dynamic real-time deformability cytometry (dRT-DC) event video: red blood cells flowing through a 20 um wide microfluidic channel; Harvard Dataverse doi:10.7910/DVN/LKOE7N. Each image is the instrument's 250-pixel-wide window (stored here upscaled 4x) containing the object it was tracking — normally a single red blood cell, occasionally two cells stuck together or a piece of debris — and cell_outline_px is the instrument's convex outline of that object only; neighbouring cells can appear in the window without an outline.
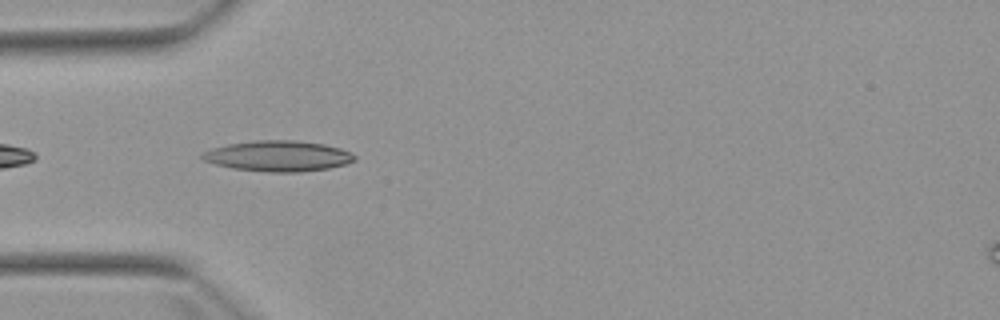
{"species": "Egyptian fruit bat (a non-hibernating species)", "species_latin": "Rousettus aegyptiacus", "temperature_condition": "warm", "stored_images_in_passage": 6, "camera_frame_rate_fps": 3000, "um_per_image_px": 0.085, "animal": {"sex": "female"}, "frame": {"image": 1, "passage_image": 4, "time_ms": 4.667, "image_size_px": [1000, 320], "cell_outline_px": [[356, 160], [344, 164], [328, 168], [296, 172], [268, 172], [232, 168], [216, 164], [204, 160], [200, 156], [204, 152], [212, 148], [228, 144], [256, 140], [292, 140], [324, 144], [340, 148], [352, 152], [356, 156]], "centroid_in_image_um": [23.66, 13.26], "position_along_channel_um": 61.3, "area_um2": 27.05}}
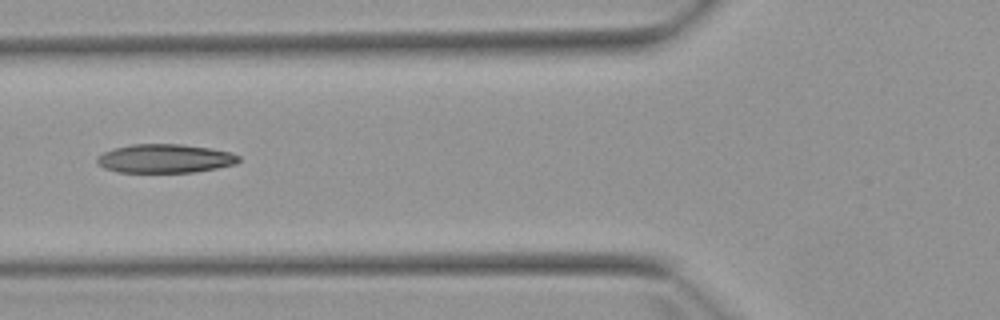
{"frame": {"image": 2, "passage_image": 5, "time_ms": 6.0, "image_size_px": [1000, 320], "cell_outline_px": [[240, 160], [236, 164], [216, 168], [192, 172], [116, 172], [104, 168], [96, 160], [104, 152], [112, 148], [132, 144], [180, 144], [212, 148], [232, 152], [240, 156]], "centroid_in_image_um": [14.05, 13.47], "position_along_channel_um": 111.7, "area_um2": 23.76}}
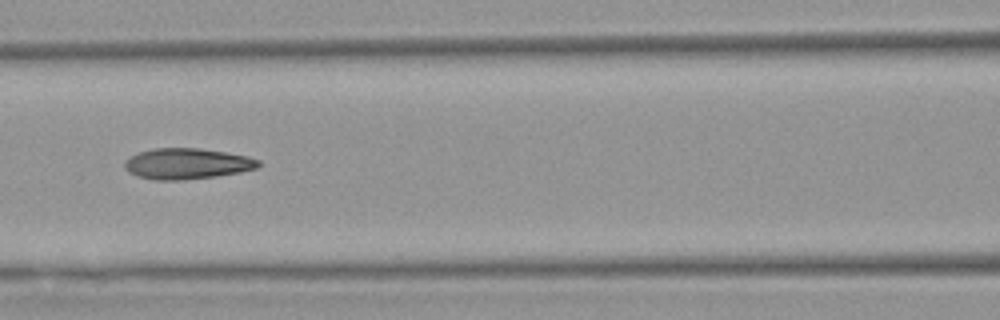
{"frame": {"image": 3, "passage_image": 6, "time_ms": 7.0, "image_size_px": [1000, 320], "cell_outline_px": [[260, 164], [256, 168], [240, 172], [216, 176], [184, 180], [156, 180], [136, 176], [128, 172], [124, 168], [124, 164], [132, 156], [140, 152], [152, 148], [200, 148], [248, 156], [260, 160]], "centroid_in_image_um": [15.9, 13.92], "position_along_channel_um": 150.7, "area_um2": 23.99}}